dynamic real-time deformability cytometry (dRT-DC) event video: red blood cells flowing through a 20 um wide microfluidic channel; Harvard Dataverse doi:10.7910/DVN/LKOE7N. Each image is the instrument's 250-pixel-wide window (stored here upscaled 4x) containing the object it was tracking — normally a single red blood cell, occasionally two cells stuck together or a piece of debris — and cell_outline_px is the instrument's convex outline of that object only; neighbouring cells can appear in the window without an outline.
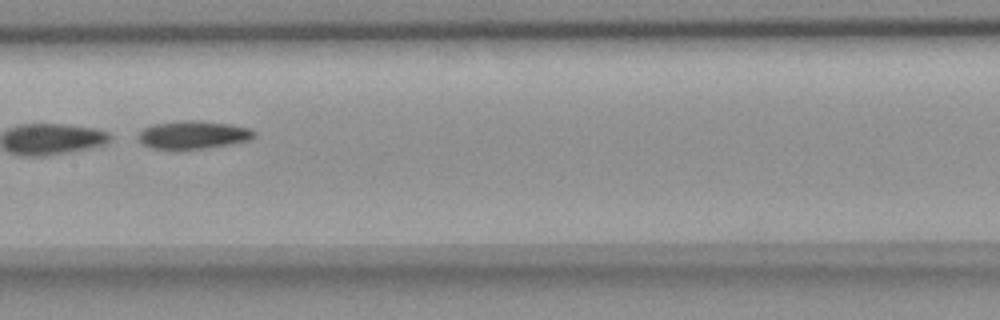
{"species": "common noctule bat (a hibernating species)", "species_latin": "Nyctalus noctula", "temperature_condition": "room temperature", "stored_images_in_passage": 12, "camera_frame_rate_fps": 3000, "um_per_image_px": 0.085, "animal": {"sex": "female", "body_mass_g": 18.4}, "frame": {"image": 1, "passage_image": 7, "time_ms": 8.0, "image_size_px": [1000, 320], "cell_outline_px": [[256, 136], [252, 140], [232, 144], [176, 152], [172, 152], [152, 148], [144, 144], [136, 136], [144, 128], [152, 124], [180, 120], [196, 120], [228, 124], [252, 128], [256, 132]], "centroid_in_image_um": [16.42, 11.49], "position_along_channel_um": 191.0, "area_um2": 19.71}}
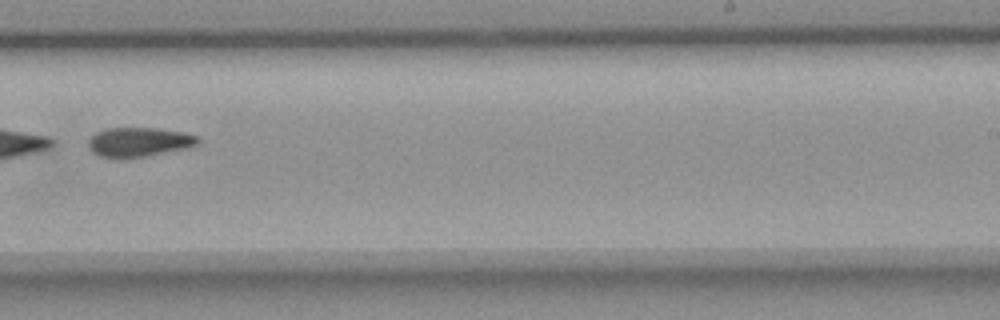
{"frame": {"image": 2, "passage_image": 9, "time_ms": 10.333, "image_size_px": [1000, 320], "cell_outline_px": [[200, 144], [184, 148], [124, 160], [100, 156], [92, 152], [88, 148], [88, 140], [96, 132], [108, 128], [156, 128], [184, 132], [196, 136], [200, 140]], "centroid_in_image_um": [11.76, 12.08], "position_along_channel_um": 277.2, "area_um2": 18.84}}
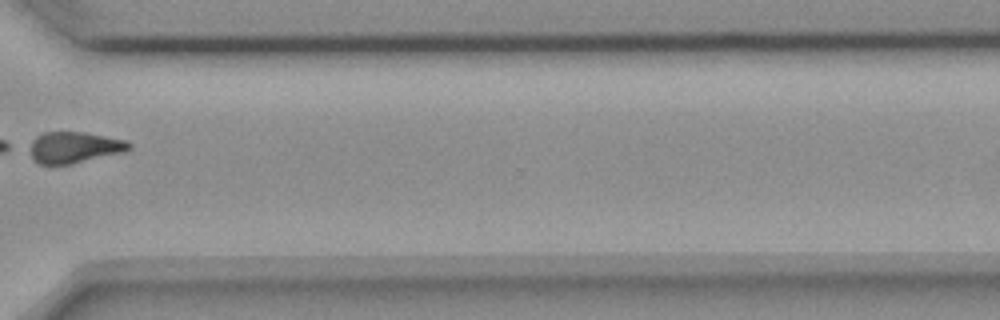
{"frame": {"image": 3, "passage_image": 11, "time_ms": 12.667, "image_size_px": [1000, 320], "cell_outline_px": [[132, 148], [128, 152], [72, 164], [40, 164], [32, 156], [32, 140], [36, 136], [44, 132], [84, 132], [124, 140], [132, 144]], "centroid_in_image_um": [6.4, 12.53], "position_along_channel_um": 364.2, "area_um2": 18.03}}